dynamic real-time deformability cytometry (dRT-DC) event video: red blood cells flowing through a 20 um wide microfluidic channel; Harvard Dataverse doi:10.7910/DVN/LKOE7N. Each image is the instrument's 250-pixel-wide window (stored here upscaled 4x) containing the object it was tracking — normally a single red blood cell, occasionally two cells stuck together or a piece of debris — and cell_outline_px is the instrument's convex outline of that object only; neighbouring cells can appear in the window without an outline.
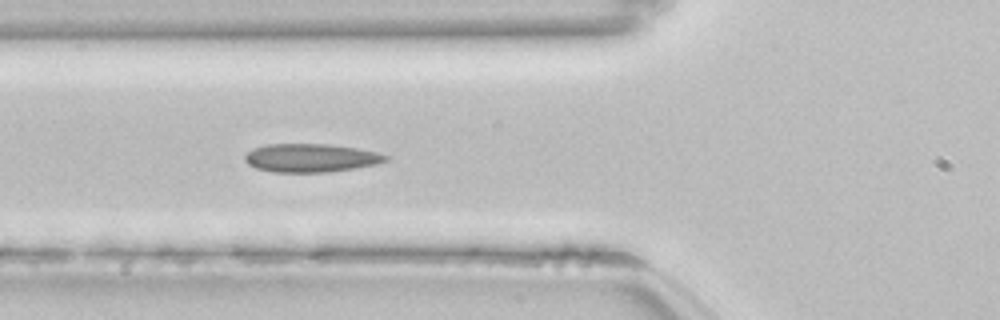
{"species": "common noctule bat (a hibernating species)", "species_latin": "Nyctalus noctula", "temperature_condition": "room temperature", "stored_images_in_passage": 43, "camera_frame_rate_fps": 3000, "um_per_image_px": 0.085, "animal": {"sex": "female", "body_mass_g": 22.7, "forearm_length_mm": 54.2}, "frame": {"image": 1, "passage_image": 13, "time_ms": 4.0, "image_size_px": [1000, 320], "cell_outline_px": [[388, 160], [376, 164], [352, 168], [324, 172], [272, 172], [256, 168], [248, 164], [244, 160], [244, 156], [252, 148], [268, 144], [328, 144], [356, 148], [376, 152], [388, 156]], "centroid_in_image_um": [26.37, 13.42], "position_along_channel_um": 99.4, "area_um2": 23.12}, "authors_computed_cell_mechanics": {"area_um2": 22.3686, "velocity_mm_per_s": 3.8283, "shape_relaxation_time_tau1_ms": null, "shape_relaxation_time_tau2_ms": 3.4205, "deformation_change_tau1": null, "deformation_change_tau2": 0.1004}}